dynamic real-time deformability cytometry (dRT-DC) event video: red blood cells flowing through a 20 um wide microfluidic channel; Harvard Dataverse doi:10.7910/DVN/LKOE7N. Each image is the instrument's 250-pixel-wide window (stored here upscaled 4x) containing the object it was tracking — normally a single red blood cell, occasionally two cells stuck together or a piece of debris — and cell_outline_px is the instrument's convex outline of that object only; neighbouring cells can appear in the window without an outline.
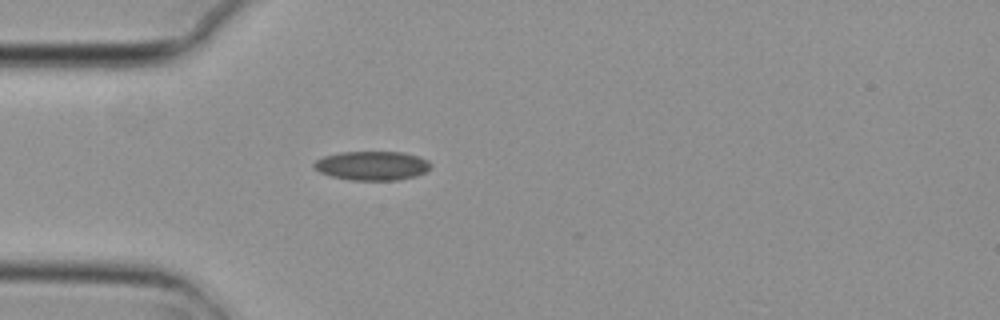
{"species": "common noctule bat (a hibernating species)", "species_latin": "Nyctalus noctula", "temperature_condition": "cold", "stored_images_in_passage": 4, "camera_frame_rate_fps": 3000, "um_per_image_px": 0.085, "animal": {"sex": "female", "body_mass_g": 29.2, "forearm_length_mm": 56.3}, "frame": {"image": 1, "passage_image": 4, "time_ms": 1.0, "image_size_px": [1000, 320], "cell_outline_px": [[432, 168], [416, 176], [396, 180], [352, 180], [332, 176], [320, 172], [312, 168], [312, 164], [316, 160], [324, 156], [340, 152], [404, 152], [428, 160], [432, 164]], "centroid_in_image_um": [31.62, 14.08], "position_along_channel_um": 53.4, "area_um2": 19.83}}